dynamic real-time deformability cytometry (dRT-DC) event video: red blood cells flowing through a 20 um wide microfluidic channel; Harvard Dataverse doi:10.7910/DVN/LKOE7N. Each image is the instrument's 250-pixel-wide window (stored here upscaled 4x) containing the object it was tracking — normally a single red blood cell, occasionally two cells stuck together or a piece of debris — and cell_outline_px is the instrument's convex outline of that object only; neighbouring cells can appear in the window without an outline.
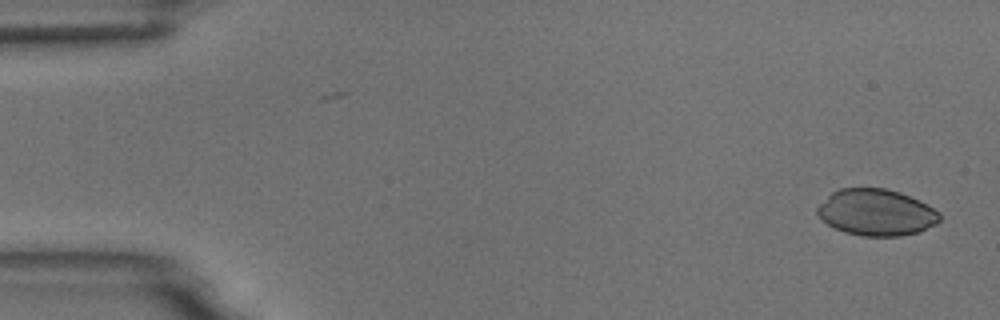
{"species": "common noctule bat (a hibernating species)", "species_latin": "Nyctalus noctula", "temperature_condition": "room temperature", "stored_images_in_passage": 2, "camera_frame_rate_fps": 3000, "um_per_image_px": 0.085, "animal": {"sex": "male", "body_mass_g": 18.8}, "frame": {"image": 1, "passage_image": 2, "time_ms": 1.0, "image_size_px": [1000, 320], "cell_outline_px": [[940, 220], [936, 224], [920, 232], [900, 236], [864, 236], [844, 232], [820, 220], [816, 212], [816, 208], [832, 192], [840, 188], [884, 188], [900, 192], [920, 200], [940, 212]], "centroid_in_image_um": [74.49, 18.06], "position_along_channel_um": 10.5, "area_um2": 33.29}}